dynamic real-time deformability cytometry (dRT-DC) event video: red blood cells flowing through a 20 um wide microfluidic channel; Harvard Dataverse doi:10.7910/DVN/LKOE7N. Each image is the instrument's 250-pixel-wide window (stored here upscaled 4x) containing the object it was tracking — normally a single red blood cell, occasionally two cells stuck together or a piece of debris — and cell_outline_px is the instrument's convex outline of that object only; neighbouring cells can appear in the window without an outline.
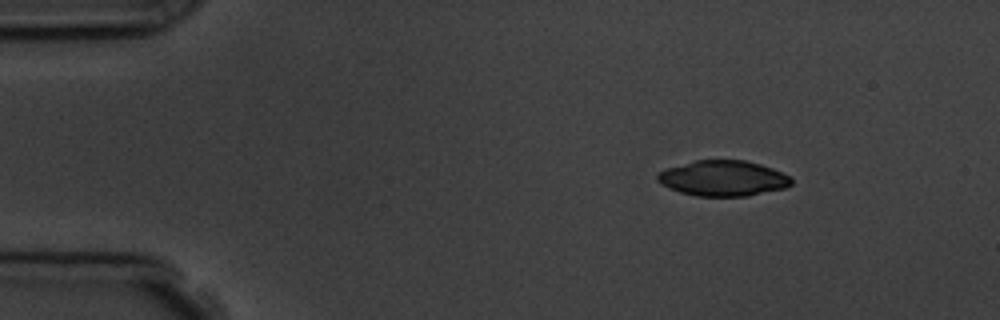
{"species": "common noctule bat (a hibernating species)", "species_latin": "Nyctalus noctula", "temperature_condition": "room temperature", "stored_images_in_passage": 5, "camera_frame_rate_fps": 3000, "um_per_image_px": 0.085, "animal": {"sex": "male", "body_mass_g": 19.5, "forearm_length_mm": 54.6}, "frame": {"image": 1, "passage_image": 2, "time_ms": 1.333, "image_size_px": [1000, 320], "cell_outline_px": [[792, 184], [784, 188], [748, 196], [696, 196], [680, 192], [668, 188], [660, 184], [656, 180], [656, 172], [664, 168], [696, 160], [744, 160], [760, 164], [772, 168], [792, 176]], "centroid_in_image_um": [61.42, 15.15], "position_along_channel_um": 23.6, "area_um2": 28.03}}